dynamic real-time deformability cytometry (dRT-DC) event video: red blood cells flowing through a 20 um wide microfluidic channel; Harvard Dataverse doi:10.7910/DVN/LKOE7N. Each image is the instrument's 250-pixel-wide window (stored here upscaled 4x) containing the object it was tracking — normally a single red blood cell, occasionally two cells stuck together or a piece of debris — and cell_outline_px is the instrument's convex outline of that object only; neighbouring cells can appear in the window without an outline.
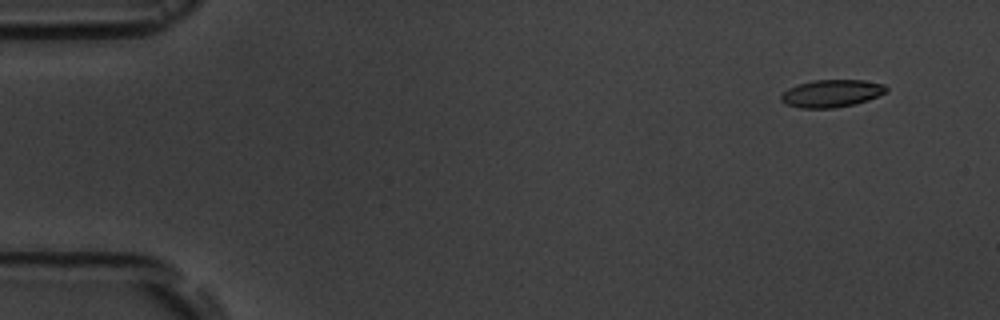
{"species": "common noctule bat (a hibernating species)", "species_latin": "Nyctalus noctula", "temperature_condition": "room temperature", "stored_images_in_passage": 8, "camera_frame_rate_fps": 3000, "um_per_image_px": 0.085, "animal": {"sex": "male", "body_mass_g": 19.5, "forearm_length_mm": 54.6}, "frame": {"image": 1, "passage_image": 2, "time_ms": 1.333, "image_size_px": [1000, 320], "cell_outline_px": [[888, 92], [868, 100], [856, 104], [832, 108], [800, 108], [784, 104], [780, 100], [780, 96], [788, 88], [796, 84], [812, 80], [864, 80], [884, 84], [888, 88]], "centroid_in_image_um": [70.68, 7.94], "position_along_channel_um": 14.3, "area_um2": 17.11}}
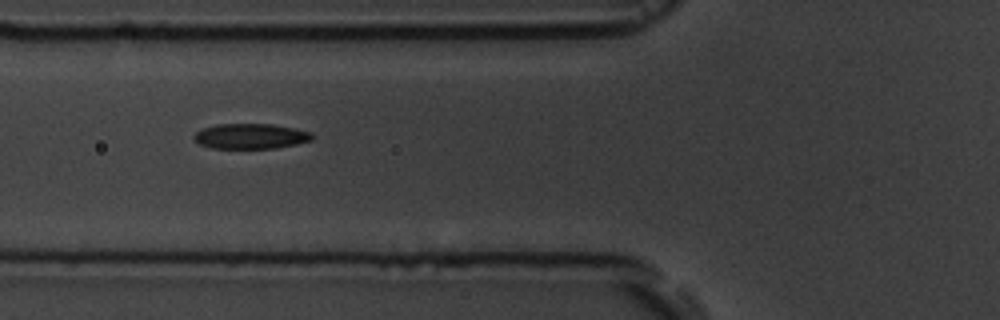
{"frame": {"image": 2, "passage_image": 7, "time_ms": 7.0, "image_size_px": [1000, 320], "cell_outline_px": [[312, 140], [296, 144], [276, 148], [212, 148], [200, 144], [192, 136], [200, 128], [216, 124], [272, 124], [296, 128], [312, 132]], "centroid_in_image_um": [21.3, 11.57], "position_along_channel_um": 104.5, "area_um2": 17.46}}
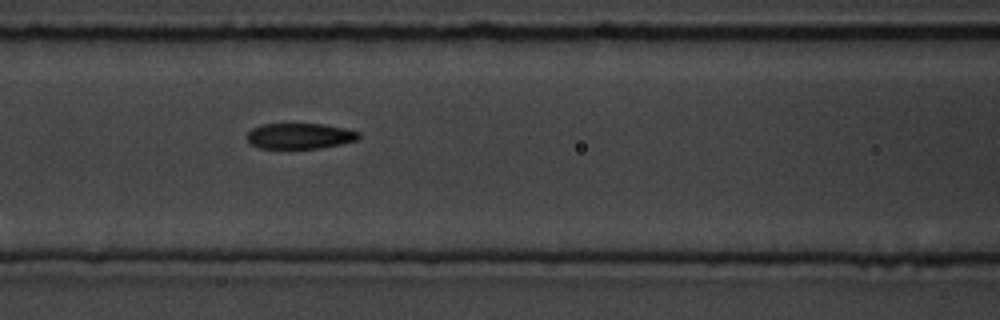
{"frame": {"image": 3, "passage_image": 8, "time_ms": 8.0, "image_size_px": [1000, 320], "cell_outline_px": [[360, 140], [320, 148], [260, 148], [252, 144], [248, 140], [248, 132], [252, 128], [260, 124], [324, 124], [344, 128], [360, 132]], "centroid_in_image_um": [25.52, 11.55], "position_along_channel_um": 141.1, "area_um2": 16.7}}